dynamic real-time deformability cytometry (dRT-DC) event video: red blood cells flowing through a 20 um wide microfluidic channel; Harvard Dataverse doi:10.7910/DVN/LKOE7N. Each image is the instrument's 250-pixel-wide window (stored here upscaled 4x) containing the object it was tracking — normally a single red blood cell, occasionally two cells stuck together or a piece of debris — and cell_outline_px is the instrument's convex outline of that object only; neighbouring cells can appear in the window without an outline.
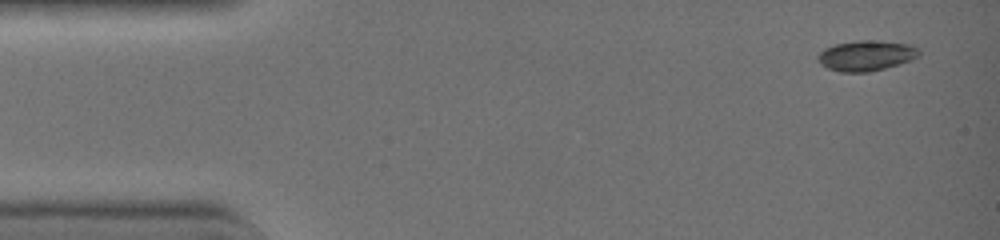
{"species": "common noctule bat (a hibernating species)", "species_latin": "Nyctalus noctula", "temperature_condition": "warm", "stored_images_in_passage": 5, "camera_frame_rate_fps": 3000, "um_per_image_px": 0.085, "animal": {"sex": "female", "body_mass_g": 19.0, "forearm_length_mm": 51.5}, "frame": {"image": 1, "passage_image": 1, "time_ms": 0.0, "image_size_px": [1000, 240], "cell_outline_px": [[920, 56], [912, 60], [900, 64], [868, 72], [840, 72], [828, 68], [820, 64], [816, 60], [816, 56], [824, 48], [836, 44], [856, 40], [880, 40], [908, 44], [920, 48]], "centroid_in_image_um": [73.63, 4.72], "position_along_channel_um": 11.4, "area_um2": 18.21}}
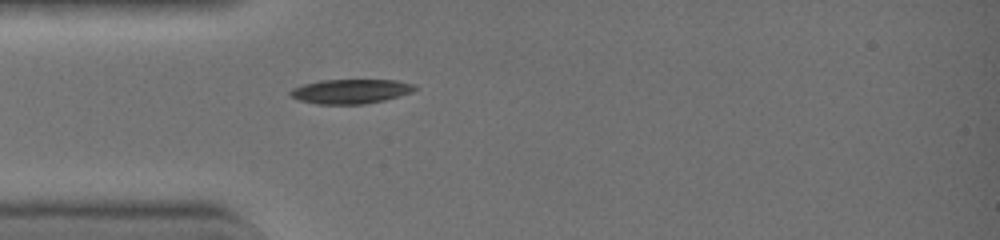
{"frame": {"image": 2, "passage_image": 5, "time_ms": 1.333, "image_size_px": [1000, 240], "cell_outline_px": [[416, 88], [412, 92], [384, 100], [364, 104], [320, 104], [300, 100], [292, 96], [288, 92], [292, 88], [304, 84], [320, 80], [396, 80], [416, 84]], "centroid_in_image_um": [29.82, 7.75], "position_along_channel_um": 55.2, "area_um2": 17.63}}